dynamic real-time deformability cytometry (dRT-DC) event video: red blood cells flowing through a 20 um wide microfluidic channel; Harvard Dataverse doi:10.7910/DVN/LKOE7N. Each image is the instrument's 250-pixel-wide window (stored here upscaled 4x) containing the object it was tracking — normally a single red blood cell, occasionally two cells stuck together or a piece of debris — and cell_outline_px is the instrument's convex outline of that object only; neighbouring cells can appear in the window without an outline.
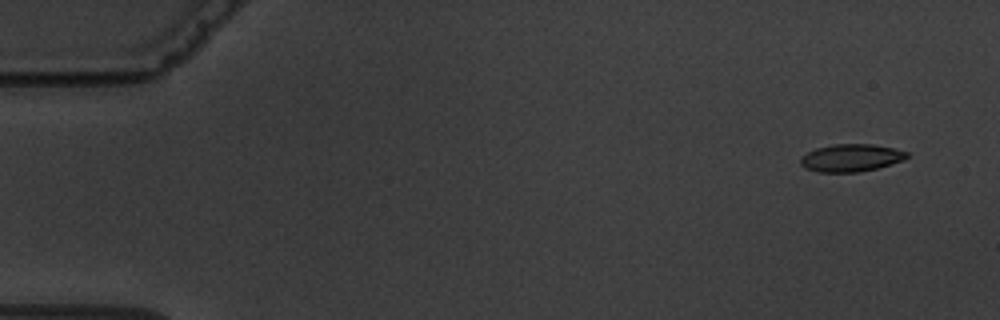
{"species": "common noctule bat (a hibernating species)", "species_latin": "Nyctalus noctula", "temperature_condition": "warm", "stored_images_in_passage": 5, "camera_frame_rate_fps": 3000, "um_per_image_px": 0.085, "animal": {"sex": "male", "body_mass_g": 19.5, "forearm_length_mm": 54.6}, "frame": {"image": 1, "passage_image": 1, "time_ms": 0.0, "image_size_px": [1000, 320], "cell_outline_px": [[908, 156], [904, 160], [876, 168], [856, 172], [816, 172], [804, 168], [800, 164], [800, 156], [816, 148], [832, 144], [872, 144], [892, 148], [908, 152]], "centroid_in_image_um": [72.29, 13.41], "position_along_channel_um": 12.7, "area_um2": 17.05}}
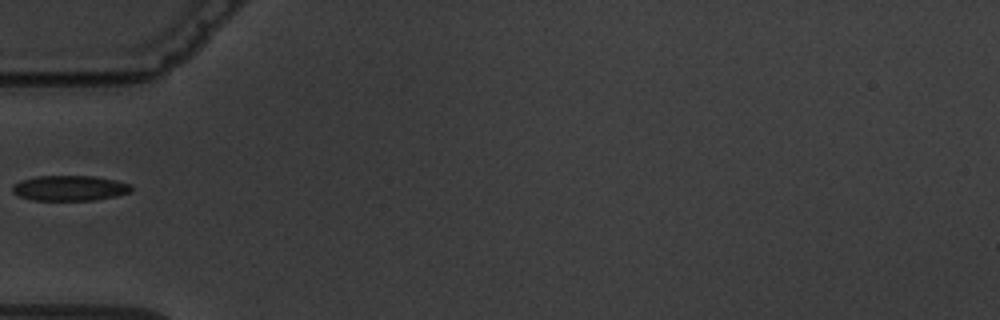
{"frame": {"image": 2, "passage_image": 4, "time_ms": 5.333, "image_size_px": [1000, 320], "cell_outline_px": [[132, 192], [116, 196], [92, 200], [32, 200], [20, 196], [12, 192], [12, 184], [20, 180], [36, 176], [96, 176], [116, 180], [128, 184], [132, 188]], "centroid_in_image_um": [5.9, 15.98], "position_along_channel_um": 79.1, "area_um2": 17.57}}
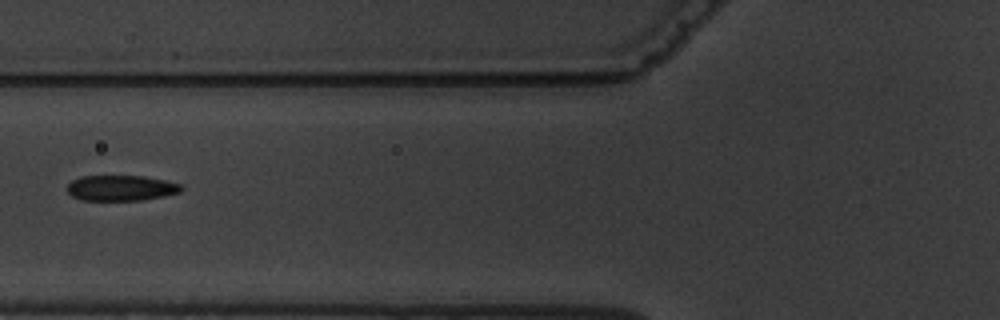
{"frame": {"image": 3, "passage_image": 5, "time_ms": 6.333, "image_size_px": [1000, 320], "cell_outline_px": [[184, 188], [180, 192], [164, 196], [140, 200], [80, 200], [72, 196], [68, 192], [68, 184], [72, 180], [80, 176], [144, 176], [164, 180], [180, 184]], "centroid_in_image_um": [10.28, 15.98], "position_along_channel_um": 115.5, "area_um2": 16.94}}